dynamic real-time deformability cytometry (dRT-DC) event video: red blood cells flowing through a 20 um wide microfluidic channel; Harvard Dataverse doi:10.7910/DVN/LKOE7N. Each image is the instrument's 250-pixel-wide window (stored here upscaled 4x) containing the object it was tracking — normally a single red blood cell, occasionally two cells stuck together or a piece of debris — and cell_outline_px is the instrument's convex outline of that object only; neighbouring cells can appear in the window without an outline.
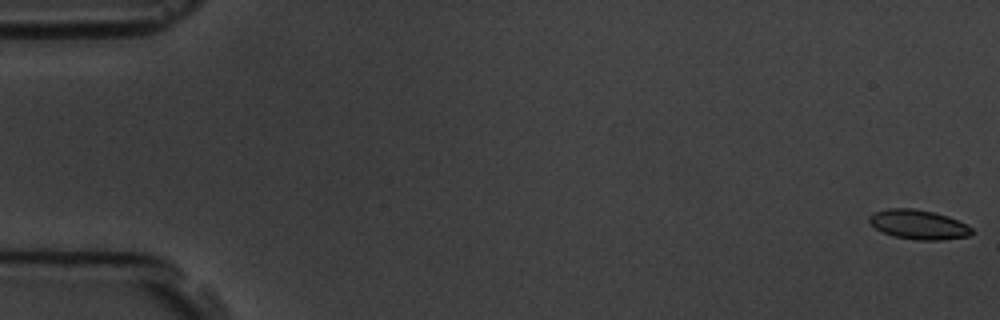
{"species": "common noctule bat (a hibernating species)", "species_latin": "Nyctalus noctula", "temperature_condition": "room temperature", "stored_images_in_passage": 5, "camera_frame_rate_fps": 3000, "um_per_image_px": 0.085, "animal": {"sex": "male", "body_mass_g": 19.5, "forearm_length_mm": 54.6}, "frame": {"image": 1, "passage_image": 1, "time_ms": 0.0, "image_size_px": [1000, 320], "cell_outline_px": [[976, 232], [968, 236], [940, 240], [916, 240], [892, 236], [876, 228], [868, 220], [868, 216], [876, 212], [888, 208], [912, 208], [932, 212], [948, 216], [968, 224]], "centroid_in_image_um": [78.11, 19.09], "position_along_channel_um": 6.9, "area_um2": 17.63}}
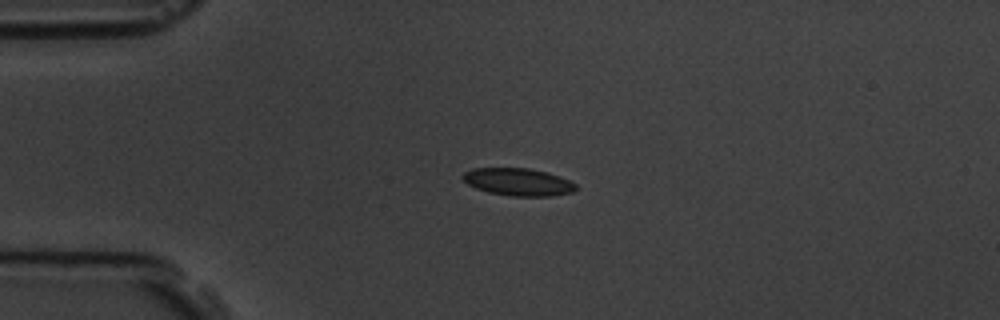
{"frame": {"image": 2, "passage_image": 4, "time_ms": 4.333, "image_size_px": [1000, 320], "cell_outline_px": [[576, 188], [572, 192], [552, 196], [512, 196], [488, 192], [476, 188], [468, 184], [460, 176], [464, 172], [472, 168], [528, 168], [560, 176], [576, 184]], "centroid_in_image_um": [44.01, 15.46], "position_along_channel_um": 41.0, "area_um2": 18.03}}